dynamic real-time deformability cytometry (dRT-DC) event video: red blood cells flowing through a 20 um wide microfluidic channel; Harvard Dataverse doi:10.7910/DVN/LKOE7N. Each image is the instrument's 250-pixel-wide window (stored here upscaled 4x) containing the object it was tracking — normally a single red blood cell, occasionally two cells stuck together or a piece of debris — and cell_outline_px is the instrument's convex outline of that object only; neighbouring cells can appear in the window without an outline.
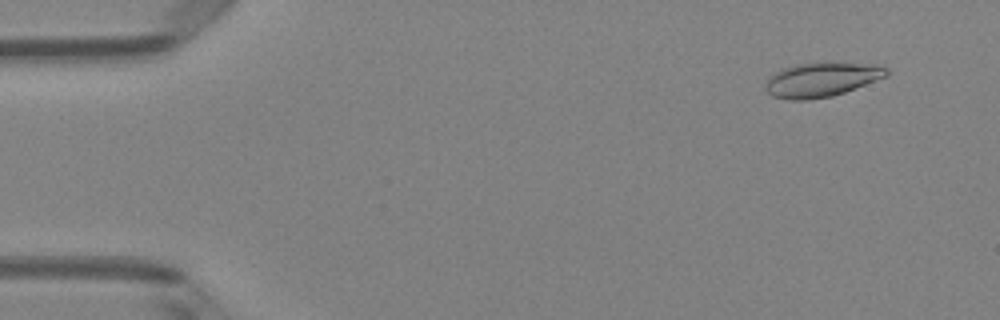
{"species": "Egyptian fruit bat (a non-hibernating species)", "species_latin": "Rousettus aegyptiacus", "temperature_condition": "room temperature", "stored_images_in_passage": 3, "camera_frame_rate_fps": 3000, "um_per_image_px": 0.085, "animal": {"sex": "female"}, "frame": {"image": 1, "passage_image": 1, "time_ms": 0.0, "image_size_px": [1000, 320], "cell_outline_px": [[888, 76], [844, 92], [832, 96], [808, 100], [788, 100], [772, 96], [764, 88], [764, 84], [780, 68], [796, 64], [832, 60], [880, 64], [888, 68]], "centroid_in_image_um": [69.88, 6.72], "position_along_channel_um": 15.1, "area_um2": 25.09}}